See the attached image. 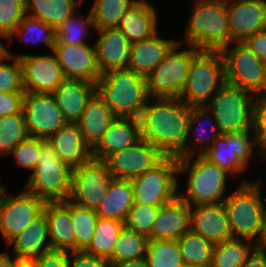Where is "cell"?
Masks as SVG:
<instances>
[{"label": "cell", "mask_w": 266, "mask_h": 267, "mask_svg": "<svg viewBox=\"0 0 266 267\" xmlns=\"http://www.w3.org/2000/svg\"><path fill=\"white\" fill-rule=\"evenodd\" d=\"M186 29L187 45L221 51L232 44L226 0H196Z\"/></svg>", "instance_id": "cell-3"}, {"label": "cell", "mask_w": 266, "mask_h": 267, "mask_svg": "<svg viewBox=\"0 0 266 267\" xmlns=\"http://www.w3.org/2000/svg\"><path fill=\"white\" fill-rule=\"evenodd\" d=\"M5 188L0 190V232L8 243L43 213L45 202L25 189L14 197Z\"/></svg>", "instance_id": "cell-15"}, {"label": "cell", "mask_w": 266, "mask_h": 267, "mask_svg": "<svg viewBox=\"0 0 266 267\" xmlns=\"http://www.w3.org/2000/svg\"><path fill=\"white\" fill-rule=\"evenodd\" d=\"M225 83L222 53L201 51L191 63L185 87L179 98L190 107L206 106Z\"/></svg>", "instance_id": "cell-6"}, {"label": "cell", "mask_w": 266, "mask_h": 267, "mask_svg": "<svg viewBox=\"0 0 266 267\" xmlns=\"http://www.w3.org/2000/svg\"><path fill=\"white\" fill-rule=\"evenodd\" d=\"M108 264L109 267H148L145 257L118 263H108Z\"/></svg>", "instance_id": "cell-55"}, {"label": "cell", "mask_w": 266, "mask_h": 267, "mask_svg": "<svg viewBox=\"0 0 266 267\" xmlns=\"http://www.w3.org/2000/svg\"><path fill=\"white\" fill-rule=\"evenodd\" d=\"M188 267H213V266L211 265V263H208V264L192 265V266H188Z\"/></svg>", "instance_id": "cell-59"}, {"label": "cell", "mask_w": 266, "mask_h": 267, "mask_svg": "<svg viewBox=\"0 0 266 267\" xmlns=\"http://www.w3.org/2000/svg\"><path fill=\"white\" fill-rule=\"evenodd\" d=\"M46 216L42 213L22 232L13 237L7 245H13L12 255L19 260H31L52 251Z\"/></svg>", "instance_id": "cell-26"}, {"label": "cell", "mask_w": 266, "mask_h": 267, "mask_svg": "<svg viewBox=\"0 0 266 267\" xmlns=\"http://www.w3.org/2000/svg\"><path fill=\"white\" fill-rule=\"evenodd\" d=\"M185 267L211 263L215 244L189 230L177 240Z\"/></svg>", "instance_id": "cell-38"}, {"label": "cell", "mask_w": 266, "mask_h": 267, "mask_svg": "<svg viewBox=\"0 0 266 267\" xmlns=\"http://www.w3.org/2000/svg\"><path fill=\"white\" fill-rule=\"evenodd\" d=\"M96 31L100 35L94 44L101 74L127 69L131 45L129 40L116 27Z\"/></svg>", "instance_id": "cell-22"}, {"label": "cell", "mask_w": 266, "mask_h": 267, "mask_svg": "<svg viewBox=\"0 0 266 267\" xmlns=\"http://www.w3.org/2000/svg\"><path fill=\"white\" fill-rule=\"evenodd\" d=\"M226 8L234 42L266 29L265 0H226Z\"/></svg>", "instance_id": "cell-19"}, {"label": "cell", "mask_w": 266, "mask_h": 267, "mask_svg": "<svg viewBox=\"0 0 266 267\" xmlns=\"http://www.w3.org/2000/svg\"><path fill=\"white\" fill-rule=\"evenodd\" d=\"M69 266L70 267H109L106 260L88 254L85 251H70Z\"/></svg>", "instance_id": "cell-52"}, {"label": "cell", "mask_w": 266, "mask_h": 267, "mask_svg": "<svg viewBox=\"0 0 266 267\" xmlns=\"http://www.w3.org/2000/svg\"><path fill=\"white\" fill-rule=\"evenodd\" d=\"M15 267H35L31 260H20Z\"/></svg>", "instance_id": "cell-58"}, {"label": "cell", "mask_w": 266, "mask_h": 267, "mask_svg": "<svg viewBox=\"0 0 266 267\" xmlns=\"http://www.w3.org/2000/svg\"><path fill=\"white\" fill-rule=\"evenodd\" d=\"M76 14H78V11L55 30V44H87L82 37L86 36L89 26L94 28L91 13L89 11L87 16L83 17V19L79 16H75Z\"/></svg>", "instance_id": "cell-43"}, {"label": "cell", "mask_w": 266, "mask_h": 267, "mask_svg": "<svg viewBox=\"0 0 266 267\" xmlns=\"http://www.w3.org/2000/svg\"><path fill=\"white\" fill-rule=\"evenodd\" d=\"M242 267H266V248L257 246Z\"/></svg>", "instance_id": "cell-54"}, {"label": "cell", "mask_w": 266, "mask_h": 267, "mask_svg": "<svg viewBox=\"0 0 266 267\" xmlns=\"http://www.w3.org/2000/svg\"><path fill=\"white\" fill-rule=\"evenodd\" d=\"M260 247L266 248V208L264 213V230Z\"/></svg>", "instance_id": "cell-57"}, {"label": "cell", "mask_w": 266, "mask_h": 267, "mask_svg": "<svg viewBox=\"0 0 266 267\" xmlns=\"http://www.w3.org/2000/svg\"><path fill=\"white\" fill-rule=\"evenodd\" d=\"M22 112L29 137L47 140L68 123L52 93L25 92Z\"/></svg>", "instance_id": "cell-14"}, {"label": "cell", "mask_w": 266, "mask_h": 267, "mask_svg": "<svg viewBox=\"0 0 266 267\" xmlns=\"http://www.w3.org/2000/svg\"><path fill=\"white\" fill-rule=\"evenodd\" d=\"M261 182L241 181L238 189L223 202L233 238L261 245L265 206L261 197Z\"/></svg>", "instance_id": "cell-2"}, {"label": "cell", "mask_w": 266, "mask_h": 267, "mask_svg": "<svg viewBox=\"0 0 266 267\" xmlns=\"http://www.w3.org/2000/svg\"><path fill=\"white\" fill-rule=\"evenodd\" d=\"M29 137L23 113L0 118V157L11 153L21 141Z\"/></svg>", "instance_id": "cell-42"}, {"label": "cell", "mask_w": 266, "mask_h": 267, "mask_svg": "<svg viewBox=\"0 0 266 267\" xmlns=\"http://www.w3.org/2000/svg\"><path fill=\"white\" fill-rule=\"evenodd\" d=\"M178 158L167 156L154 169L131 180L135 203L161 206L178 196Z\"/></svg>", "instance_id": "cell-10"}, {"label": "cell", "mask_w": 266, "mask_h": 267, "mask_svg": "<svg viewBox=\"0 0 266 267\" xmlns=\"http://www.w3.org/2000/svg\"><path fill=\"white\" fill-rule=\"evenodd\" d=\"M38 158L25 190L45 203L68 200L71 192L73 168L59 159L48 141L41 146Z\"/></svg>", "instance_id": "cell-5"}, {"label": "cell", "mask_w": 266, "mask_h": 267, "mask_svg": "<svg viewBox=\"0 0 266 267\" xmlns=\"http://www.w3.org/2000/svg\"><path fill=\"white\" fill-rule=\"evenodd\" d=\"M4 60L13 61L5 64ZM0 92H25L20 60L10 56L3 48L0 50Z\"/></svg>", "instance_id": "cell-45"}, {"label": "cell", "mask_w": 266, "mask_h": 267, "mask_svg": "<svg viewBox=\"0 0 266 267\" xmlns=\"http://www.w3.org/2000/svg\"><path fill=\"white\" fill-rule=\"evenodd\" d=\"M190 230L213 244L233 238L223 203L191 206Z\"/></svg>", "instance_id": "cell-20"}, {"label": "cell", "mask_w": 266, "mask_h": 267, "mask_svg": "<svg viewBox=\"0 0 266 267\" xmlns=\"http://www.w3.org/2000/svg\"><path fill=\"white\" fill-rule=\"evenodd\" d=\"M14 259L10 257L8 251L5 253H0V267H15V265L20 261L15 256Z\"/></svg>", "instance_id": "cell-56"}, {"label": "cell", "mask_w": 266, "mask_h": 267, "mask_svg": "<svg viewBox=\"0 0 266 267\" xmlns=\"http://www.w3.org/2000/svg\"><path fill=\"white\" fill-rule=\"evenodd\" d=\"M158 32L152 37L130 45L127 69L146 77L163 60L177 40L163 39Z\"/></svg>", "instance_id": "cell-27"}, {"label": "cell", "mask_w": 266, "mask_h": 267, "mask_svg": "<svg viewBox=\"0 0 266 267\" xmlns=\"http://www.w3.org/2000/svg\"><path fill=\"white\" fill-rule=\"evenodd\" d=\"M96 93V84L80 79H65L53 92L59 110L68 123H76L88 101Z\"/></svg>", "instance_id": "cell-23"}, {"label": "cell", "mask_w": 266, "mask_h": 267, "mask_svg": "<svg viewBox=\"0 0 266 267\" xmlns=\"http://www.w3.org/2000/svg\"><path fill=\"white\" fill-rule=\"evenodd\" d=\"M251 132L261 150L259 155L266 160V92L254 97Z\"/></svg>", "instance_id": "cell-48"}, {"label": "cell", "mask_w": 266, "mask_h": 267, "mask_svg": "<svg viewBox=\"0 0 266 267\" xmlns=\"http://www.w3.org/2000/svg\"><path fill=\"white\" fill-rule=\"evenodd\" d=\"M167 155L157 146L147 141H137L134 145L108 155L103 161L114 179L132 180L154 169Z\"/></svg>", "instance_id": "cell-16"}, {"label": "cell", "mask_w": 266, "mask_h": 267, "mask_svg": "<svg viewBox=\"0 0 266 267\" xmlns=\"http://www.w3.org/2000/svg\"><path fill=\"white\" fill-rule=\"evenodd\" d=\"M2 48L13 58H19L25 92L52 93L66 79L53 52V55L14 56L7 47Z\"/></svg>", "instance_id": "cell-17"}, {"label": "cell", "mask_w": 266, "mask_h": 267, "mask_svg": "<svg viewBox=\"0 0 266 267\" xmlns=\"http://www.w3.org/2000/svg\"><path fill=\"white\" fill-rule=\"evenodd\" d=\"M111 108L95 93L88 101L86 108L76 122L85 143L91 150L101 140L103 134L114 120Z\"/></svg>", "instance_id": "cell-29"}, {"label": "cell", "mask_w": 266, "mask_h": 267, "mask_svg": "<svg viewBox=\"0 0 266 267\" xmlns=\"http://www.w3.org/2000/svg\"><path fill=\"white\" fill-rule=\"evenodd\" d=\"M148 267H185L177 241L148 240Z\"/></svg>", "instance_id": "cell-40"}, {"label": "cell", "mask_w": 266, "mask_h": 267, "mask_svg": "<svg viewBox=\"0 0 266 267\" xmlns=\"http://www.w3.org/2000/svg\"><path fill=\"white\" fill-rule=\"evenodd\" d=\"M71 218L75 236V251H84L93 239L99 217L95 210L71 203Z\"/></svg>", "instance_id": "cell-39"}, {"label": "cell", "mask_w": 266, "mask_h": 267, "mask_svg": "<svg viewBox=\"0 0 266 267\" xmlns=\"http://www.w3.org/2000/svg\"><path fill=\"white\" fill-rule=\"evenodd\" d=\"M3 44L0 42V50L2 49Z\"/></svg>", "instance_id": "cell-60"}, {"label": "cell", "mask_w": 266, "mask_h": 267, "mask_svg": "<svg viewBox=\"0 0 266 267\" xmlns=\"http://www.w3.org/2000/svg\"><path fill=\"white\" fill-rule=\"evenodd\" d=\"M149 99L154 97H148L143 102L137 104L132 108L123 118L128 123L132 130L134 137L138 141L150 142V130H149V115L151 112V106L148 104Z\"/></svg>", "instance_id": "cell-47"}, {"label": "cell", "mask_w": 266, "mask_h": 267, "mask_svg": "<svg viewBox=\"0 0 266 267\" xmlns=\"http://www.w3.org/2000/svg\"><path fill=\"white\" fill-rule=\"evenodd\" d=\"M137 141L126 120L123 117H115L92 149V158L104 160L108 155L126 149Z\"/></svg>", "instance_id": "cell-32"}, {"label": "cell", "mask_w": 266, "mask_h": 267, "mask_svg": "<svg viewBox=\"0 0 266 267\" xmlns=\"http://www.w3.org/2000/svg\"><path fill=\"white\" fill-rule=\"evenodd\" d=\"M90 9L95 30L115 28L137 0H93Z\"/></svg>", "instance_id": "cell-37"}, {"label": "cell", "mask_w": 266, "mask_h": 267, "mask_svg": "<svg viewBox=\"0 0 266 267\" xmlns=\"http://www.w3.org/2000/svg\"><path fill=\"white\" fill-rule=\"evenodd\" d=\"M114 177L103 160L91 158L73 168L69 201L96 210Z\"/></svg>", "instance_id": "cell-12"}, {"label": "cell", "mask_w": 266, "mask_h": 267, "mask_svg": "<svg viewBox=\"0 0 266 267\" xmlns=\"http://www.w3.org/2000/svg\"><path fill=\"white\" fill-rule=\"evenodd\" d=\"M190 214L191 206L179 196L161 205L148 239L177 241L190 230Z\"/></svg>", "instance_id": "cell-21"}, {"label": "cell", "mask_w": 266, "mask_h": 267, "mask_svg": "<svg viewBox=\"0 0 266 267\" xmlns=\"http://www.w3.org/2000/svg\"><path fill=\"white\" fill-rule=\"evenodd\" d=\"M25 92H0V118L6 115L23 113Z\"/></svg>", "instance_id": "cell-50"}, {"label": "cell", "mask_w": 266, "mask_h": 267, "mask_svg": "<svg viewBox=\"0 0 266 267\" xmlns=\"http://www.w3.org/2000/svg\"><path fill=\"white\" fill-rule=\"evenodd\" d=\"M96 93L111 108L116 117L125 116L137 104L146 100V77L129 69L112 70L101 74Z\"/></svg>", "instance_id": "cell-8"}, {"label": "cell", "mask_w": 266, "mask_h": 267, "mask_svg": "<svg viewBox=\"0 0 266 267\" xmlns=\"http://www.w3.org/2000/svg\"><path fill=\"white\" fill-rule=\"evenodd\" d=\"M250 131L252 130L221 134L202 156L230 175H242L241 173L248 167L249 159L254 156V146H257L255 137L251 136Z\"/></svg>", "instance_id": "cell-13"}, {"label": "cell", "mask_w": 266, "mask_h": 267, "mask_svg": "<svg viewBox=\"0 0 266 267\" xmlns=\"http://www.w3.org/2000/svg\"><path fill=\"white\" fill-rule=\"evenodd\" d=\"M220 52L224 59L225 79L228 84L254 95L266 92L265 64L242 42H234Z\"/></svg>", "instance_id": "cell-11"}, {"label": "cell", "mask_w": 266, "mask_h": 267, "mask_svg": "<svg viewBox=\"0 0 266 267\" xmlns=\"http://www.w3.org/2000/svg\"><path fill=\"white\" fill-rule=\"evenodd\" d=\"M16 35L22 41L24 40V43L44 42L51 51L56 41V32L52 26L28 15L25 16L8 41L14 42L15 37H17Z\"/></svg>", "instance_id": "cell-41"}, {"label": "cell", "mask_w": 266, "mask_h": 267, "mask_svg": "<svg viewBox=\"0 0 266 267\" xmlns=\"http://www.w3.org/2000/svg\"><path fill=\"white\" fill-rule=\"evenodd\" d=\"M157 10L146 0H137L116 27L132 44L152 37L157 30Z\"/></svg>", "instance_id": "cell-25"}, {"label": "cell", "mask_w": 266, "mask_h": 267, "mask_svg": "<svg viewBox=\"0 0 266 267\" xmlns=\"http://www.w3.org/2000/svg\"><path fill=\"white\" fill-rule=\"evenodd\" d=\"M149 115L150 143L167 156L184 158L191 107L180 98L155 97Z\"/></svg>", "instance_id": "cell-1"}, {"label": "cell", "mask_w": 266, "mask_h": 267, "mask_svg": "<svg viewBox=\"0 0 266 267\" xmlns=\"http://www.w3.org/2000/svg\"><path fill=\"white\" fill-rule=\"evenodd\" d=\"M177 42L165 54L161 63L146 76L147 92L150 97L179 98L188 78L193 59L201 50L188 45L182 49Z\"/></svg>", "instance_id": "cell-7"}, {"label": "cell", "mask_w": 266, "mask_h": 267, "mask_svg": "<svg viewBox=\"0 0 266 267\" xmlns=\"http://www.w3.org/2000/svg\"><path fill=\"white\" fill-rule=\"evenodd\" d=\"M148 237L125 226L120 231L108 263H118L146 256Z\"/></svg>", "instance_id": "cell-36"}, {"label": "cell", "mask_w": 266, "mask_h": 267, "mask_svg": "<svg viewBox=\"0 0 266 267\" xmlns=\"http://www.w3.org/2000/svg\"><path fill=\"white\" fill-rule=\"evenodd\" d=\"M134 203V189L131 180L113 179L95 211L100 218L125 223Z\"/></svg>", "instance_id": "cell-30"}, {"label": "cell", "mask_w": 266, "mask_h": 267, "mask_svg": "<svg viewBox=\"0 0 266 267\" xmlns=\"http://www.w3.org/2000/svg\"><path fill=\"white\" fill-rule=\"evenodd\" d=\"M26 15V0H0V38L9 39Z\"/></svg>", "instance_id": "cell-44"}, {"label": "cell", "mask_w": 266, "mask_h": 267, "mask_svg": "<svg viewBox=\"0 0 266 267\" xmlns=\"http://www.w3.org/2000/svg\"><path fill=\"white\" fill-rule=\"evenodd\" d=\"M83 0H26V14L55 30L77 11Z\"/></svg>", "instance_id": "cell-31"}, {"label": "cell", "mask_w": 266, "mask_h": 267, "mask_svg": "<svg viewBox=\"0 0 266 267\" xmlns=\"http://www.w3.org/2000/svg\"><path fill=\"white\" fill-rule=\"evenodd\" d=\"M68 251H50L31 259L35 267H70Z\"/></svg>", "instance_id": "cell-51"}, {"label": "cell", "mask_w": 266, "mask_h": 267, "mask_svg": "<svg viewBox=\"0 0 266 267\" xmlns=\"http://www.w3.org/2000/svg\"><path fill=\"white\" fill-rule=\"evenodd\" d=\"M245 239L232 238L215 244L211 258L213 267H242L252 251L257 247Z\"/></svg>", "instance_id": "cell-33"}, {"label": "cell", "mask_w": 266, "mask_h": 267, "mask_svg": "<svg viewBox=\"0 0 266 267\" xmlns=\"http://www.w3.org/2000/svg\"><path fill=\"white\" fill-rule=\"evenodd\" d=\"M209 114H211V112L208 111V108H206V106L191 107L190 119H189L188 130H187V132H188L187 136L191 135L190 132L194 131L195 133L193 132L192 134L195 135L194 138H193L195 144H194L193 147H192L193 144L184 145V158H188V157L193 156V155H195V156L202 155L205 151H207L211 147V145L213 144V141L221 135V133L219 131V128H218V125H217V123L215 121V118L213 117L212 114L211 115H209ZM203 118L205 119V121H206V119H207V121L209 119L213 120V121H211V123L208 122L209 125L210 124H214L212 126L210 125L211 128H213V130H214V133L212 135H209V136L206 135L205 132L203 131L204 130L203 126L201 127L199 125V127H198L199 129L198 128L197 129L194 128V126H193L194 123H196V121H199L200 119H203ZM196 132H197V134H196ZM203 132L205 134L204 136H203ZM205 141H207V142H206L205 146H203ZM198 145H199V147H198ZM198 150H199V152H198Z\"/></svg>", "instance_id": "cell-35"}, {"label": "cell", "mask_w": 266, "mask_h": 267, "mask_svg": "<svg viewBox=\"0 0 266 267\" xmlns=\"http://www.w3.org/2000/svg\"><path fill=\"white\" fill-rule=\"evenodd\" d=\"M159 207L134 203L124 223L125 227L148 237L157 218Z\"/></svg>", "instance_id": "cell-46"}, {"label": "cell", "mask_w": 266, "mask_h": 267, "mask_svg": "<svg viewBox=\"0 0 266 267\" xmlns=\"http://www.w3.org/2000/svg\"><path fill=\"white\" fill-rule=\"evenodd\" d=\"M124 226V222L99 217L93 239L84 251L107 261Z\"/></svg>", "instance_id": "cell-34"}, {"label": "cell", "mask_w": 266, "mask_h": 267, "mask_svg": "<svg viewBox=\"0 0 266 267\" xmlns=\"http://www.w3.org/2000/svg\"><path fill=\"white\" fill-rule=\"evenodd\" d=\"M242 43L247 47L259 60L266 63V29L245 38Z\"/></svg>", "instance_id": "cell-53"}, {"label": "cell", "mask_w": 266, "mask_h": 267, "mask_svg": "<svg viewBox=\"0 0 266 267\" xmlns=\"http://www.w3.org/2000/svg\"><path fill=\"white\" fill-rule=\"evenodd\" d=\"M47 140L28 137L24 141L18 143L11 151L16 166L31 169V172L36 167L38 157L40 156L41 146Z\"/></svg>", "instance_id": "cell-49"}, {"label": "cell", "mask_w": 266, "mask_h": 267, "mask_svg": "<svg viewBox=\"0 0 266 267\" xmlns=\"http://www.w3.org/2000/svg\"><path fill=\"white\" fill-rule=\"evenodd\" d=\"M255 95L227 82L206 105L211 111L221 134L252 130Z\"/></svg>", "instance_id": "cell-9"}, {"label": "cell", "mask_w": 266, "mask_h": 267, "mask_svg": "<svg viewBox=\"0 0 266 267\" xmlns=\"http://www.w3.org/2000/svg\"><path fill=\"white\" fill-rule=\"evenodd\" d=\"M193 158L178 159V175L188 173L185 195L178 191V196L190 206L223 203L228 173L202 155Z\"/></svg>", "instance_id": "cell-4"}, {"label": "cell", "mask_w": 266, "mask_h": 267, "mask_svg": "<svg viewBox=\"0 0 266 267\" xmlns=\"http://www.w3.org/2000/svg\"><path fill=\"white\" fill-rule=\"evenodd\" d=\"M52 52L67 79L95 83L101 76L97 64L96 47L89 44H55Z\"/></svg>", "instance_id": "cell-18"}, {"label": "cell", "mask_w": 266, "mask_h": 267, "mask_svg": "<svg viewBox=\"0 0 266 267\" xmlns=\"http://www.w3.org/2000/svg\"><path fill=\"white\" fill-rule=\"evenodd\" d=\"M61 161L72 168L92 158V150L85 143L76 123H67L47 139Z\"/></svg>", "instance_id": "cell-28"}, {"label": "cell", "mask_w": 266, "mask_h": 267, "mask_svg": "<svg viewBox=\"0 0 266 267\" xmlns=\"http://www.w3.org/2000/svg\"><path fill=\"white\" fill-rule=\"evenodd\" d=\"M52 251H75L71 202H46L43 208Z\"/></svg>", "instance_id": "cell-24"}]
</instances>
